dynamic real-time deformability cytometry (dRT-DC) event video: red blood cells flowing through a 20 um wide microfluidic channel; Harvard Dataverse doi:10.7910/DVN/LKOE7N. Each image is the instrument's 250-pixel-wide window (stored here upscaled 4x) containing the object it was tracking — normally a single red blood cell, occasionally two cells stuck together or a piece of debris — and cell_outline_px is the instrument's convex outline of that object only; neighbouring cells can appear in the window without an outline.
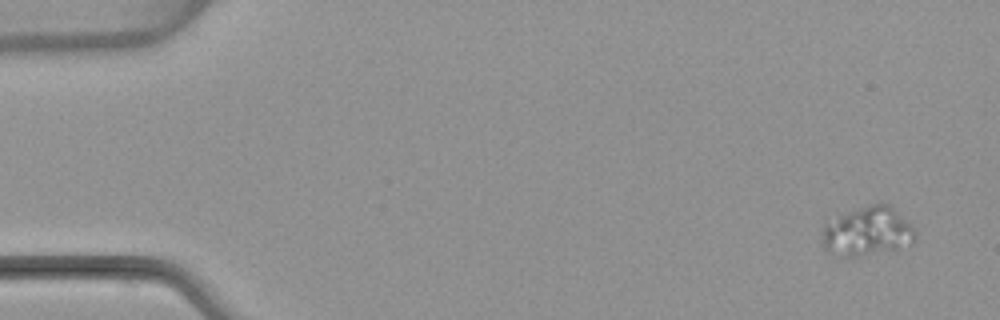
{"species": "common noctule bat (a hibernating species)", "species_latin": "Nyctalus noctula", "temperature_condition": "warm", "stored_images_in_passage": 4, "camera_frame_rate_fps": 3000, "um_per_image_px": 0.085, "animal": {"sex": "female", "body_mass_g": 22.7, "forearm_length_mm": 54.2}, "frame": {"image": 1, "passage_image": 1, "time_ms": 0.0, "image_size_px": [1000, 320], "cell_outline_px": [[912, 240], [896, 248], [856, 256], [832, 256], [820, 244], [824, 220], [880, 200], [888, 204], [912, 228]], "centroid_in_image_um": [73.54, 19.64], "position_along_channel_um": 11.5, "area_um2": 26.3}}
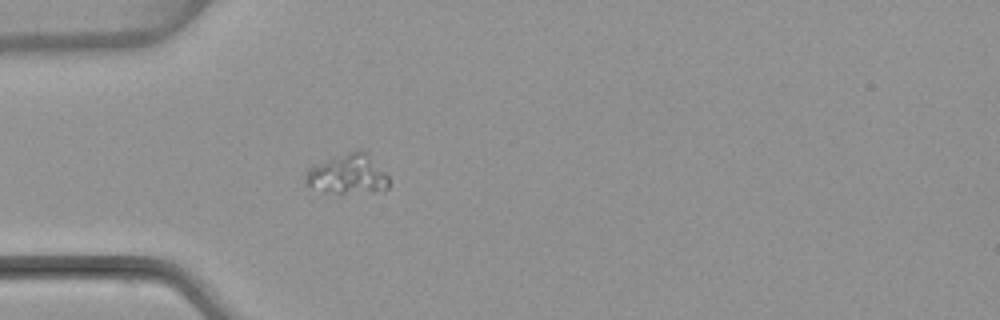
{"frame": {"image": 2, "passage_image": 4, "time_ms": 4.333, "image_size_px": [1000, 320], "cell_outline_px": [[388, 188], [372, 192], [324, 192], [308, 184], [304, 180], [304, 176], [308, 168], [336, 156], [356, 148], [360, 148], [368, 152], [388, 172]], "centroid_in_image_um": [29.63, 14.76], "position_along_channel_um": 55.4, "area_um2": 19.48}}